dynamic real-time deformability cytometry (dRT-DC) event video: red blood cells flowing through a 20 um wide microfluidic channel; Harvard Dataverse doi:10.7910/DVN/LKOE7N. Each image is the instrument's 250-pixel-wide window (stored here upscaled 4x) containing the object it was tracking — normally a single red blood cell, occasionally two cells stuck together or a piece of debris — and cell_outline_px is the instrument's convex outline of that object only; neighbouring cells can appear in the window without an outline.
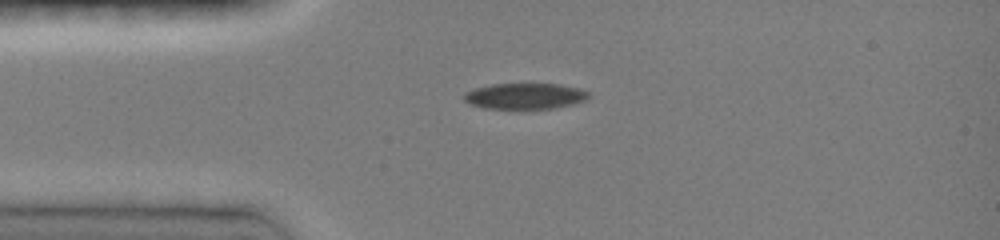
{"species": "common noctule bat (a hibernating species)", "species_latin": "Nyctalus noctula", "temperature_condition": "room temperature", "stored_images_in_passage": 4, "camera_frame_rate_fps": 3000, "um_per_image_px": 0.085, "animal": {"sex": "female", "body_mass_g": 19.0, "forearm_length_mm": 51.5}, "frame": {"image": 1, "passage_image": 1, "time_ms": 0.0, "image_size_px": [1000, 240], "cell_outline_px": [[588, 96], [584, 100], [572, 104], [556, 108], [484, 108], [472, 104], [464, 100], [464, 92], [472, 88], [492, 84], [560, 84], [580, 88], [588, 92]], "centroid_in_image_um": [44.6, 8.15], "position_along_channel_um": 40.4, "area_um2": 18.67}}
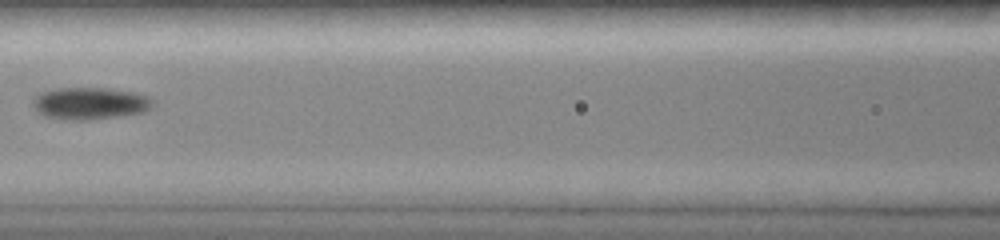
{"frame": {"image": 2, "passage_image": 4, "time_ms": 3.333, "image_size_px": [1000, 240], "cell_outline_px": [[152, 104], [144, 112], [120, 116], [88, 120], [64, 120], [44, 116], [36, 112], [32, 104], [32, 100], [40, 92], [56, 88], [104, 88], [136, 92], [148, 96], [152, 100]], "centroid_in_image_um": [7.59, 8.79], "position_along_channel_um": 159.0, "area_um2": 22.6}}